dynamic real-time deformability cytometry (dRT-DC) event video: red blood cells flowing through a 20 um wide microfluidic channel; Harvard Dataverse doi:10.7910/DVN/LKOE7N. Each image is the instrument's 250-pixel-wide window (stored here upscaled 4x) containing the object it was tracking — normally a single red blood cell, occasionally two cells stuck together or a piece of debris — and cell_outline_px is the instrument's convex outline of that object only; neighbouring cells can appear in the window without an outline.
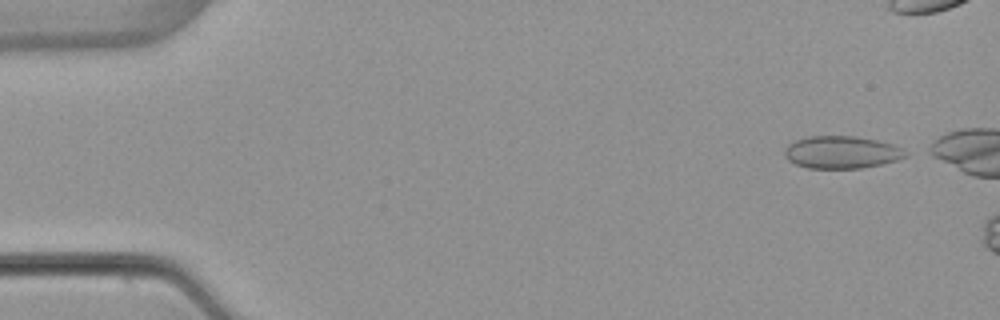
{"species": "common noctule bat (a hibernating species)", "species_latin": "Nyctalus noctula", "temperature_condition": "warm", "stored_images_in_passage": 3, "camera_frame_rate_fps": 3000, "um_per_image_px": 0.085, "animal": {"sex": "female", "body_mass_g": 22.7, "forearm_length_mm": 54.2}, "frame": {"image": 1, "passage_image": 1, "time_ms": 0.0, "image_size_px": [1000, 320], "cell_outline_px": [[912, 152], [908, 156], [900, 160], [860, 168], [808, 168], [796, 164], [788, 160], [784, 156], [784, 148], [792, 140], [808, 136], [856, 136], [876, 140], [892, 144], [904, 148]], "centroid_in_image_um": [71.57, 12.93], "position_along_channel_um": 13.4, "area_um2": 23.29}}